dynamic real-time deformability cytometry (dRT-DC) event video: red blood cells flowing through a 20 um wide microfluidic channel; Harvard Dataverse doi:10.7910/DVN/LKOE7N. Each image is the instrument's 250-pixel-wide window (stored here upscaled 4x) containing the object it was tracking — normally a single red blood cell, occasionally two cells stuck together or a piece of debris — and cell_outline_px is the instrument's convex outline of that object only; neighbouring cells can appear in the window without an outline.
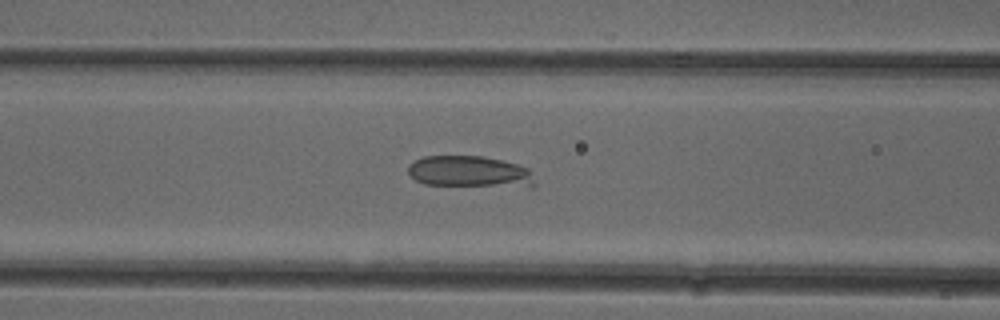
{"species": "common noctule bat (a hibernating species)", "species_latin": "Nyctalus noctula", "temperature_condition": "cold", "stored_images_in_passage": 35, "camera_frame_rate_fps": 3000, "um_per_image_px": 0.085, "animal": {"sex": "female"}, "frame": {"image": 1, "passage_image": 21, "time_ms": 6.667, "image_size_px": [1000, 320], "cell_outline_px": [[536, 188], [528, 188], [424, 184], [416, 180], [408, 172], [408, 164], [412, 160], [424, 156], [484, 156], [516, 164], [528, 168], [536, 184]], "centroid_in_image_um": [39.96, 14.62], "position_along_channel_um": 126.6, "area_um2": 23.76}}
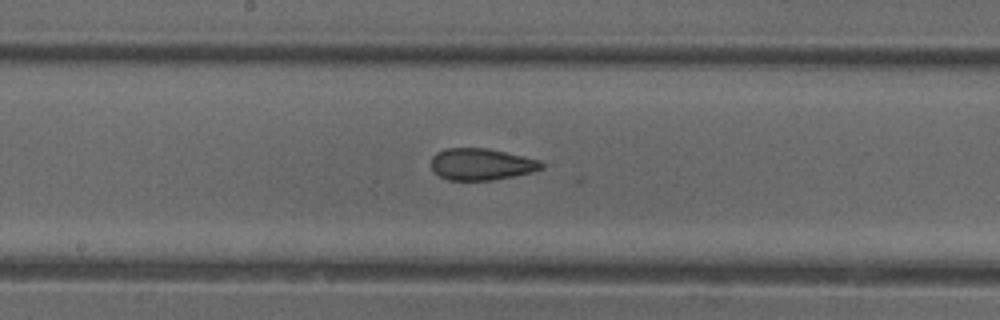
{"frame": {"image": 2, "passage_image": 27, "time_ms": 8.667, "image_size_px": [1000, 320], "cell_outline_px": [[544, 168], [532, 172], [492, 180], [448, 180], [440, 176], [432, 168], [432, 156], [436, 152], [444, 148], [484, 148], [524, 156], [540, 160], [544, 164]], "centroid_in_image_um": [40.92, 13.96], "position_along_channel_um": 207.3, "area_um2": 20.29}}
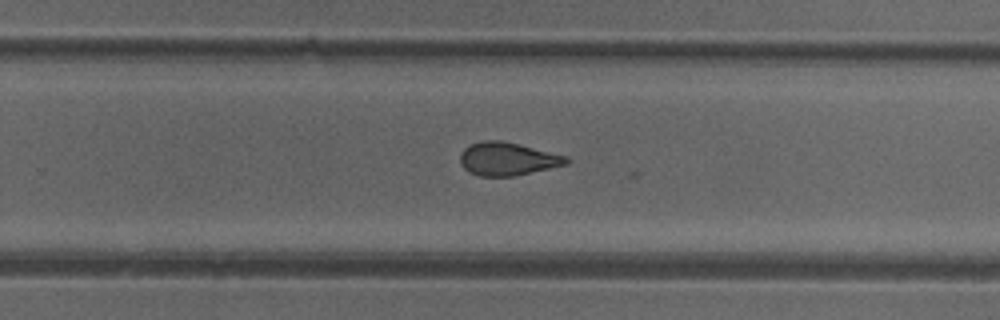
{"frame": {"image": 3, "passage_image": 33, "time_ms": 10.667, "image_size_px": [1000, 320], "cell_outline_px": [[572, 160], [568, 164], [512, 176], [480, 176], [468, 172], [460, 164], [460, 152], [468, 144], [484, 140], [500, 140], [520, 144], [568, 156]], "centroid_in_image_um": [43.13, 13.49], "position_along_channel_um": 286.7, "area_um2": 20.69}}